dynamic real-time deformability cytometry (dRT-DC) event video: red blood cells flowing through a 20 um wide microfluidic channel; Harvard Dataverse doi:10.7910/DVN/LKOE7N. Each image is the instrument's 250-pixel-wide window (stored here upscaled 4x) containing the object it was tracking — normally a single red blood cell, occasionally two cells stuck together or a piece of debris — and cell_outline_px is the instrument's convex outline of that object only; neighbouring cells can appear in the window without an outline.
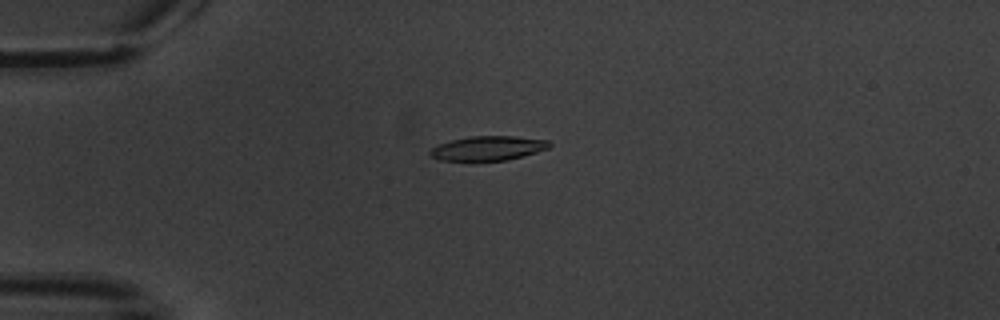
{"species": "common noctule bat (a hibernating species)", "species_latin": "Nyctalus noctula", "temperature_condition": "warm", "stored_images_in_passage": 6, "camera_frame_rate_fps": 3000, "um_per_image_px": 0.085, "animal": {"sex": "male", "body_mass_g": 20.1, "forearm_length_mm": 53.5}, "frame": {"image": 1, "passage_image": 4, "time_ms": 4.333, "image_size_px": [1000, 320], "cell_outline_px": [[552, 144], [548, 148], [536, 152], [508, 160], [440, 160], [428, 156], [428, 152], [432, 148], [440, 144], [452, 140], [472, 136], [516, 136], [548, 140]], "centroid_in_image_um": [41.48, 12.59], "position_along_channel_um": 43.5, "area_um2": 16.82}}